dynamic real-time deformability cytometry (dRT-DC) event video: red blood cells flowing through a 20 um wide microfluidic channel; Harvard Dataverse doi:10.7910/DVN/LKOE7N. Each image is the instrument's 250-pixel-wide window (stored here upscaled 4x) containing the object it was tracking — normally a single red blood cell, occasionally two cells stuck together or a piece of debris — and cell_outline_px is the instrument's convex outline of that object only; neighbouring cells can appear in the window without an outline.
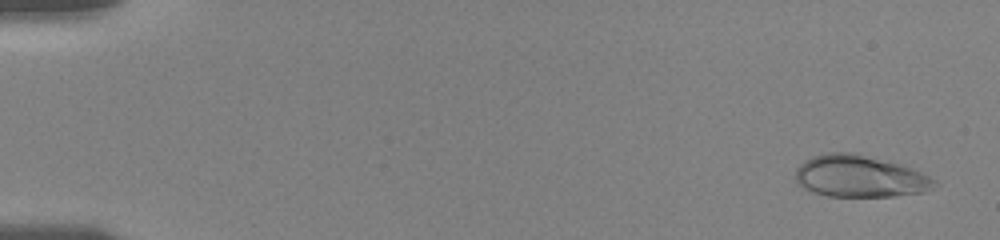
{"species": "human", "species_latin": "Homo sapiens", "temperature_condition": "room temperature", "stored_images_in_passage": 33, "camera_frame_rate_fps": 3000, "um_per_image_px": 0.085, "donor": {"sex": "female"}, "frame": {"image": 1, "passage_image": 1, "time_ms": 0.0, "image_size_px": [1000, 240], "cell_outline_px": [[940, 184], [924, 192], [896, 196], [828, 196], [812, 192], [796, 184], [796, 168], [804, 160], [812, 156], [828, 152], [856, 152], [900, 164], [912, 168], [936, 180]], "centroid_in_image_um": [73.07, 14.98], "position_along_channel_um": 11.9, "area_um2": 34.22}}
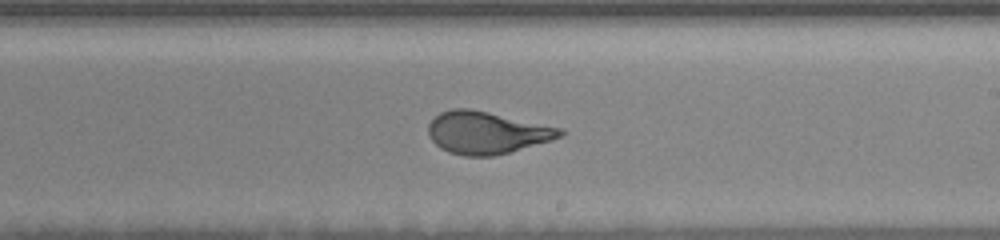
{"frame": {"image": 2, "passage_image": 19, "time_ms": 10.333, "image_size_px": [1000, 240], "cell_outline_px": [[564, 136], [552, 140], [508, 152], [492, 156], [464, 156], [448, 152], [440, 148], [428, 136], [428, 124], [440, 112], [452, 108], [468, 108], [488, 112], [564, 128]], "centroid_in_image_um": [41.37, 11.27], "position_along_channel_um": 247.6, "area_um2": 32.48}}
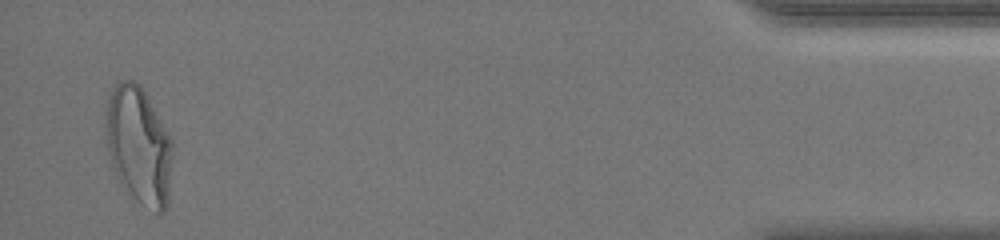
{"frame": {"image": 3, "passage_image": 33, "time_ms": 17.0, "image_size_px": [1000, 240], "cell_outline_px": [[172, 156], [168, 204], [164, 212], [160, 216], [140, 204], [120, 184], [112, 164], [108, 148], [104, 124], [104, 116], [108, 100], [116, 84], [120, 80], [132, 80], [140, 84], [172, 140]], "centroid_in_image_um": [11.8, 12.41], "position_along_channel_um": 423.4, "area_um2": 45.89}, "authors_computed_cell_mechanics": {"area_um2": 32.4836, "velocity_mm_per_s": 3.6789, "shape_relaxation_time_tau1_ms": 4.1093, "shape_relaxation_time_tau2_ms": null, "deformation_change_tau1": 0.1582, "deformation_change_tau2": null}}